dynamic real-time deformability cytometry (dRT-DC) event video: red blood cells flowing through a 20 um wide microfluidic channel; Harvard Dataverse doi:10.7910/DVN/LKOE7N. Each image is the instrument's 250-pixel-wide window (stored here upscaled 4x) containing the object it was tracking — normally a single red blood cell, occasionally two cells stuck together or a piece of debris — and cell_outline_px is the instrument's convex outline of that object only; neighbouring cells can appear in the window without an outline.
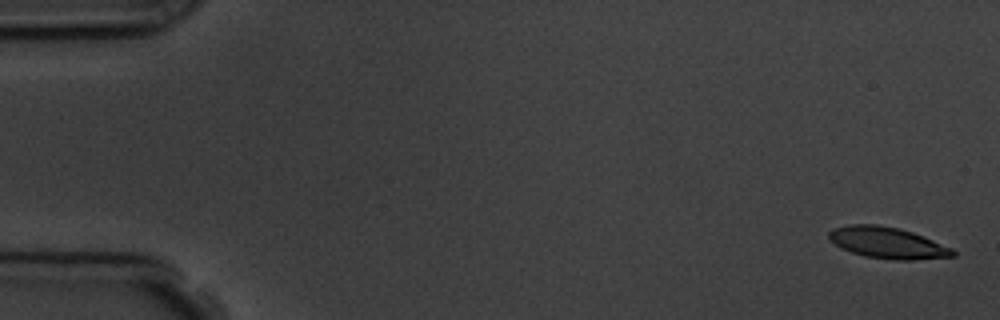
{"species": "common noctule bat (a hibernating species)", "species_latin": "Nyctalus noctula", "temperature_condition": "room temperature", "stored_images_in_passage": 5, "camera_frame_rate_fps": 3000, "um_per_image_px": 0.085, "animal": {"sex": "male", "body_mass_g": 19.5, "forearm_length_mm": 54.6}, "frame": {"image": 1, "passage_image": 1, "time_ms": 0.0, "image_size_px": [1000, 320], "cell_outline_px": [[956, 256], [912, 260], [896, 260], [864, 256], [840, 248], [828, 240], [828, 232], [832, 228], [848, 224], [876, 224], [900, 228], [924, 236], [952, 248], [956, 252]], "centroid_in_image_um": [75.41, 20.63], "position_along_channel_um": 9.6, "area_um2": 22.89}}
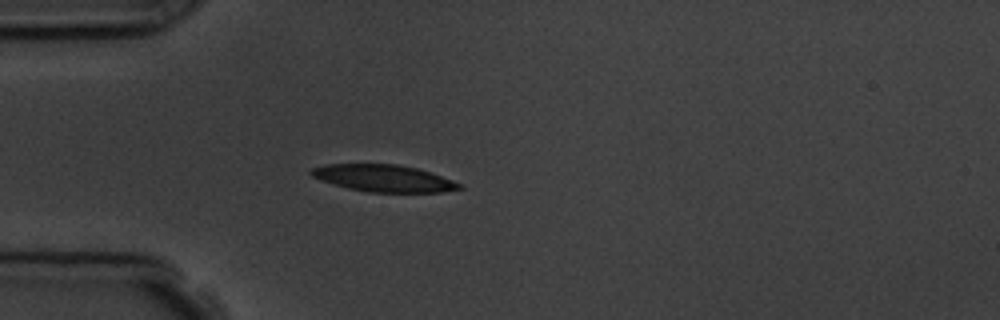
{"frame": {"image": 2, "passage_image": 5, "time_ms": 4.667, "image_size_px": [1000, 320], "cell_outline_px": [[464, 188], [440, 192], [368, 192], [348, 188], [320, 180], [312, 176], [308, 172], [312, 168], [324, 164], [396, 164], [416, 168], [464, 184]], "centroid_in_image_um": [32.59, 15.15], "position_along_channel_um": 52.4, "area_um2": 23.18}}